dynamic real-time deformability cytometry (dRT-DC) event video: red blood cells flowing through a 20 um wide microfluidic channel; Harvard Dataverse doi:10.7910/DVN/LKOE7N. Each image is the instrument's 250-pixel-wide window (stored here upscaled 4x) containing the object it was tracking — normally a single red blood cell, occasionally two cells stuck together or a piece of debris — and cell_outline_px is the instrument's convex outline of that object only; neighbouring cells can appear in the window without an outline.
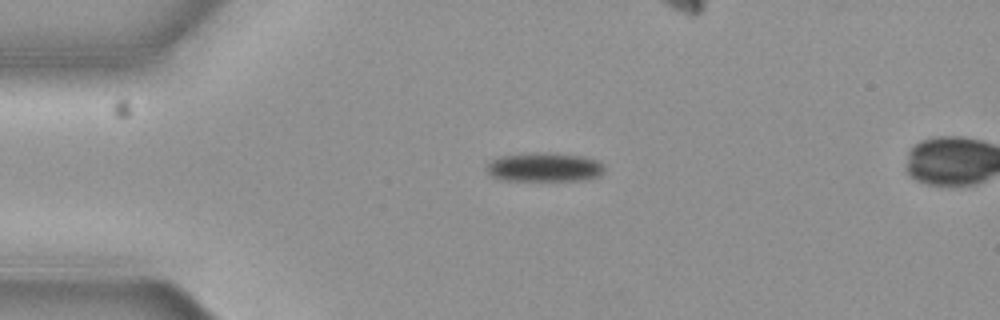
{"species": "common noctule bat (a hibernating species)", "species_latin": "Nyctalus noctula", "temperature_condition": "cold", "stored_images_in_passage": 5, "camera_frame_rate_fps": 3000, "um_per_image_px": 0.085, "animal": {"sex": "female", "body_mass_g": 19.3, "forearm_length_mm": 54.1}, "frame": {"image": 1, "passage_image": 3, "time_ms": 0.667, "image_size_px": [1000, 320], "cell_outline_px": [[604, 172], [600, 176], [584, 180], [504, 180], [492, 176], [488, 172], [488, 164], [492, 160], [504, 156], [580, 156], [596, 160], [604, 164]], "centroid_in_image_um": [46.35, 14.29], "position_along_channel_um": 38.7, "area_um2": 18.44}}